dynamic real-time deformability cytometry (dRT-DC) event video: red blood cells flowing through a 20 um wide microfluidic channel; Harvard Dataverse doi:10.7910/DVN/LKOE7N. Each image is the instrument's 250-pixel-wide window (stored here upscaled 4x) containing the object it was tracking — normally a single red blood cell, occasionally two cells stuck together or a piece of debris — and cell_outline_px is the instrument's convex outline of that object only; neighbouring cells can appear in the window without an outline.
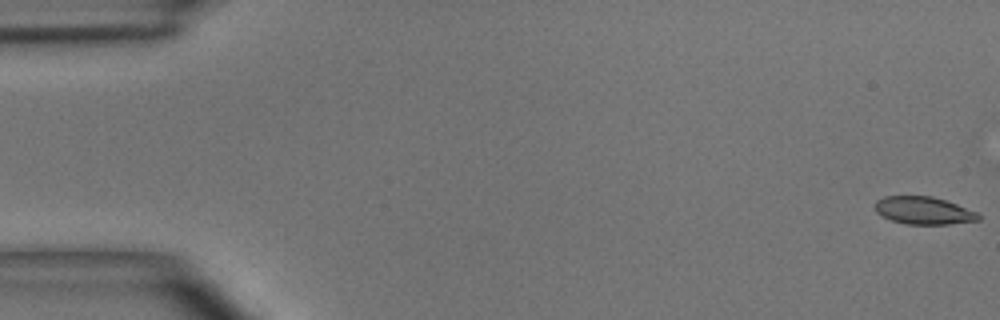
{"species": "common noctule bat (a hibernating species)", "species_latin": "Nyctalus noctula", "temperature_condition": "room temperature", "stored_images_in_passage": 15, "camera_frame_rate_fps": 3000, "um_per_image_px": 0.085, "animal": {"sex": "male", "body_mass_g": 15.6}, "frame": {"image": 1, "passage_image": 1, "time_ms": 0.0, "image_size_px": [1000, 320], "cell_outline_px": [[980, 220], [948, 224], [904, 224], [892, 220], [876, 212], [876, 200], [884, 196], [932, 196], [956, 204], [976, 212], [980, 216]], "centroid_in_image_um": [78.5, 17.89], "position_along_channel_um": 6.5, "area_um2": 16.42}}
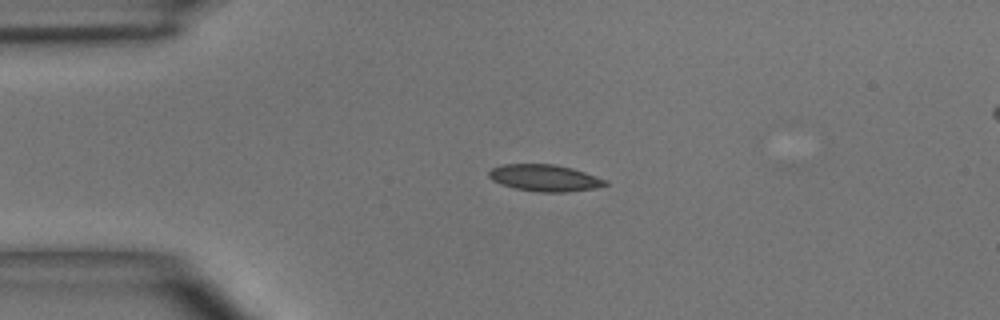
{"frame": {"image": 2, "passage_image": 12, "time_ms": 3.667, "image_size_px": [1000, 320], "cell_outline_px": [[608, 184], [592, 188], [568, 192], [540, 192], [516, 188], [500, 184], [492, 180], [488, 176], [488, 172], [492, 168], [500, 164], [556, 164], [572, 168], [608, 180]], "centroid_in_image_um": [46.27, 15.11], "position_along_channel_um": 38.7, "area_um2": 18.09}}